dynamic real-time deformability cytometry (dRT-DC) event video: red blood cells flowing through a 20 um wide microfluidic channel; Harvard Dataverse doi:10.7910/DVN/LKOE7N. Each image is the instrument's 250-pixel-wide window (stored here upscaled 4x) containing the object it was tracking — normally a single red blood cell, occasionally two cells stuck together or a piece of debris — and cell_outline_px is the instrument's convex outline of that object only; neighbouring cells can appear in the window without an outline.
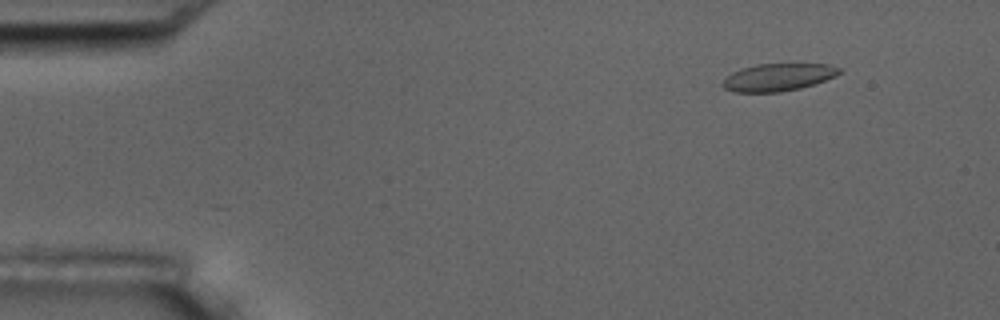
{"species": "common noctule bat (a hibernating species)", "species_latin": "Nyctalus noctula", "temperature_condition": "room temperature", "stored_images_in_passage": 6, "camera_frame_rate_fps": 3000, "um_per_image_px": 0.085, "animal": {"sex": "male", "body_mass_g": 17.5, "forearm_length_mm": 52.3}, "frame": {"image": 1, "passage_image": 2, "time_ms": 1.0, "image_size_px": [1000, 320], "cell_outline_px": [[840, 72], [836, 76], [800, 88], [780, 92], [732, 92], [724, 88], [720, 84], [732, 72], [740, 68], [756, 64], [828, 64], [840, 68]], "centroid_in_image_um": [66.09, 6.56], "position_along_channel_um": 18.9, "area_um2": 18.61}}
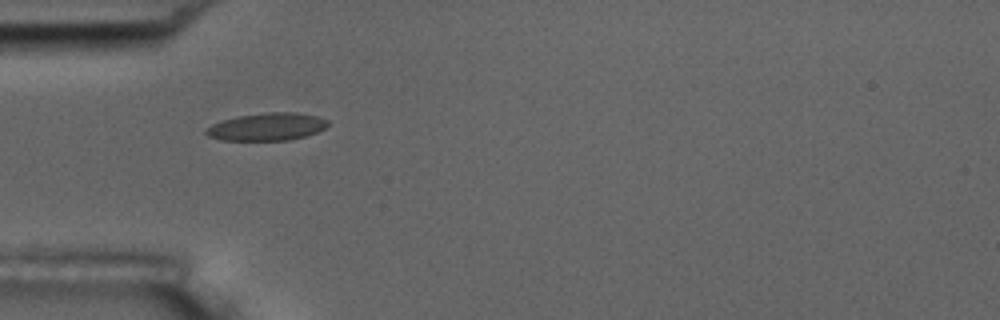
{"frame": {"image": 2, "passage_image": 5, "time_ms": 4.667, "image_size_px": [1000, 320], "cell_outline_px": [[328, 124], [324, 128], [316, 132], [304, 136], [288, 140], [220, 140], [208, 136], [204, 132], [204, 128], [220, 120], [236, 116], [268, 112], [296, 112], [316, 116], [328, 120]], "centroid_in_image_um": [22.62, 10.77], "position_along_channel_um": 62.4, "area_um2": 19.65}}